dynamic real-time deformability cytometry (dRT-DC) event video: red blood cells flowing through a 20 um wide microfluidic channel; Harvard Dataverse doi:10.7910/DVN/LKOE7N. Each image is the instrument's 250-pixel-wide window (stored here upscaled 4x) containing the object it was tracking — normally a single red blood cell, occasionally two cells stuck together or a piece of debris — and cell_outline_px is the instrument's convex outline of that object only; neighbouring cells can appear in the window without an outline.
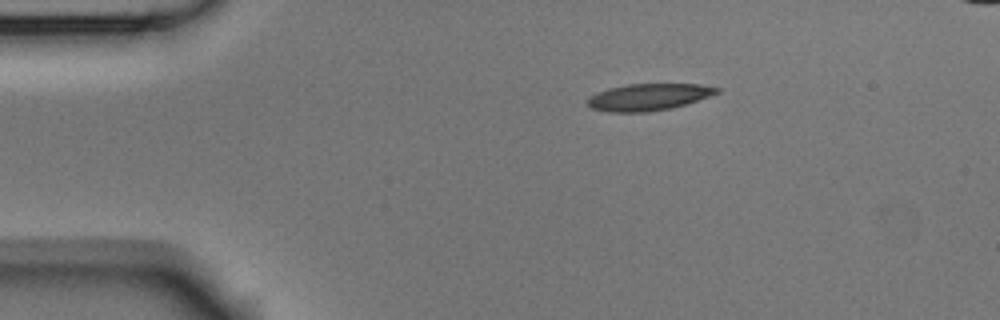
{"species": "Egyptian fruit bat (a non-hibernating species)", "species_latin": "Rousettus aegyptiacus", "temperature_condition": "room temperature", "stored_images_in_passage": 3, "camera_frame_rate_fps": 3000, "um_per_image_px": 0.085, "animal": {"sex": "male"}, "frame": {"image": 1, "passage_image": 1, "time_ms": 0.0, "image_size_px": [1000, 320], "cell_outline_px": [[720, 92], [684, 104], [668, 108], [644, 112], [608, 112], [592, 108], [588, 104], [588, 96], [608, 88], [628, 84], [700, 84], [720, 88]], "centroid_in_image_um": [55.09, 8.24], "position_along_channel_um": 29.9, "area_um2": 19.88}}